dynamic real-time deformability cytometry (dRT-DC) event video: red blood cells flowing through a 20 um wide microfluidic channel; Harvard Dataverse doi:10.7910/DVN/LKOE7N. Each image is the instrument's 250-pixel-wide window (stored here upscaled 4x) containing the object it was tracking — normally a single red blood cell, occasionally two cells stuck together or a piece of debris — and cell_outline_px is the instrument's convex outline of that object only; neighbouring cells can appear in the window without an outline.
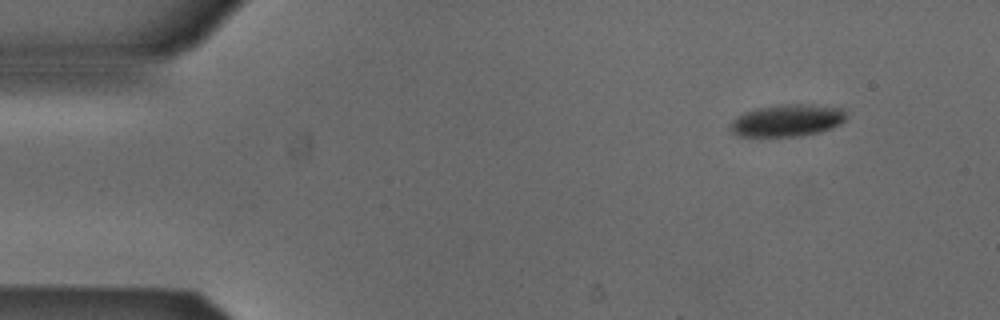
{"species": "Egyptian fruit bat (a non-hibernating species)", "species_latin": "Rousettus aegyptiacus", "temperature_condition": "cold", "stored_images_in_passage": 3, "camera_frame_rate_fps": 3000, "um_per_image_px": 0.085, "animal": {"sex": "male"}, "frame": {"image": 1, "passage_image": 1, "time_ms": 0.0, "image_size_px": [1000, 320], "cell_outline_px": [[844, 120], [840, 124], [832, 128], [820, 132], [800, 136], [736, 136], [728, 128], [732, 120], [736, 116], [744, 112], [756, 108], [780, 104], [812, 104], [840, 108], [844, 112]], "centroid_in_image_um": [66.85, 10.24], "position_along_channel_um": 18.1, "area_um2": 21.79}}
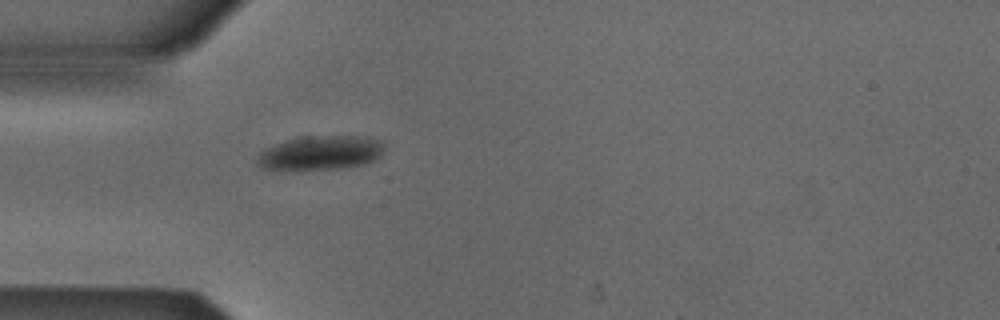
{"frame": {"image": 2, "passage_image": 3, "time_ms": 0.667, "image_size_px": [1000, 320], "cell_outline_px": [[384, 148], [380, 156], [364, 164], [340, 168], [300, 172], [280, 172], [260, 168], [256, 164], [256, 160], [260, 152], [264, 148], [288, 140], [304, 136], [368, 136], [384, 140]], "centroid_in_image_um": [27.18, 13.03], "position_along_channel_um": 57.8, "area_um2": 26.41}}